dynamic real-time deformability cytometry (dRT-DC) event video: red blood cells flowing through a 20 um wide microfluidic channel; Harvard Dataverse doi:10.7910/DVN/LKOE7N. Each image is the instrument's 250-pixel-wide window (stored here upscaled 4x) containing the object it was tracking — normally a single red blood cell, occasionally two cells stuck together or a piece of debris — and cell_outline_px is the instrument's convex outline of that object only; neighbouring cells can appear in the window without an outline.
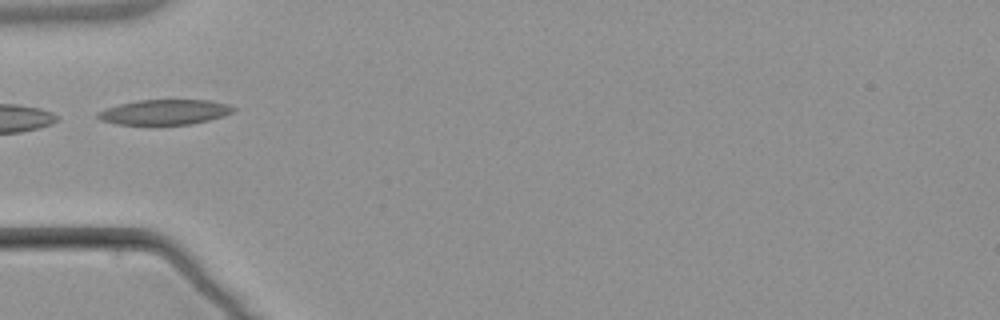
{"species": "common noctule bat (a hibernating species)", "species_latin": "Nyctalus noctula", "temperature_condition": "warm", "stored_images_in_passage": 5, "camera_frame_rate_fps": 3000, "um_per_image_px": 0.085, "animal": {"sex": "male", "body_mass_g": 21.5, "forearm_length_mm": 52.0}, "frame": {"image": 1, "passage_image": 5, "time_ms": 6.0, "image_size_px": [1000, 320], "cell_outline_px": [[236, 108], [232, 112], [224, 116], [192, 124], [116, 124], [100, 120], [96, 116], [96, 112], [120, 104], [136, 100], [208, 100], [228, 104]], "centroid_in_image_um": [13.99, 9.52], "position_along_channel_um": 71.0, "area_um2": 19.71}}